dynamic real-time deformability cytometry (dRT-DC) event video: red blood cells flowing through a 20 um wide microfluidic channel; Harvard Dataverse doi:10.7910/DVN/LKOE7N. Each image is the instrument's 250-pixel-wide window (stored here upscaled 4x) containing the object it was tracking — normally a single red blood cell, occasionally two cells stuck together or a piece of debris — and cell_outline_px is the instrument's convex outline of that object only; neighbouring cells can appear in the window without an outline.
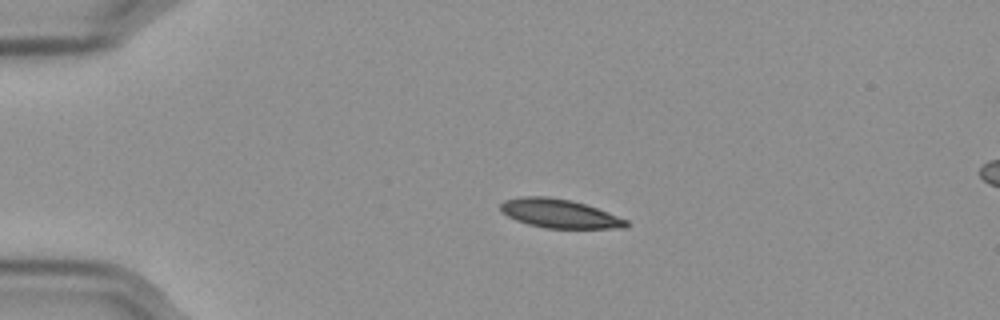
{"species": "Egyptian fruit bat (a non-hibernating species)", "species_latin": "Rousettus aegyptiacus", "temperature_condition": "cold", "stored_images_in_passage": 45, "camera_frame_rate_fps": 3000, "um_per_image_px": 0.085, "frame": {"image": 1, "passage_image": 1, "time_ms": 0.0, "image_size_px": [1000, 320], "cell_outline_px": [[628, 224], [624, 228], [544, 228], [528, 224], [516, 220], [500, 212], [500, 204], [504, 200], [520, 196], [548, 196], [572, 200], [596, 208], [628, 220]], "centroid_in_image_um": [47.5, 18.14], "position_along_channel_um": 37.5, "area_um2": 21.1}}
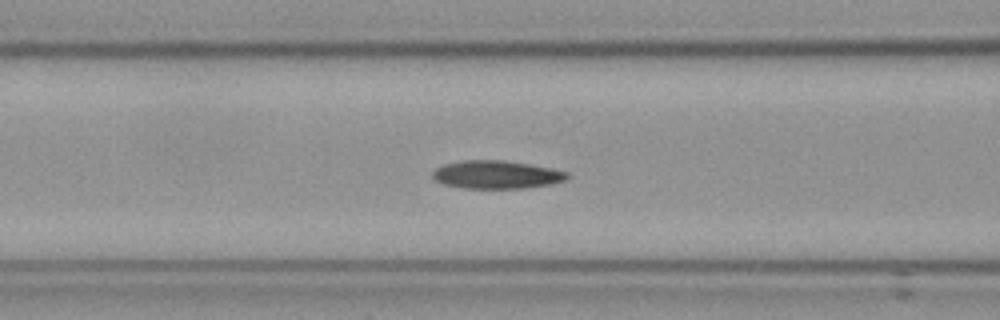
{"frame": {"image": 2, "passage_image": 12, "time_ms": 3.667, "image_size_px": [1000, 320], "cell_outline_px": [[568, 180], [552, 184], [528, 188], [464, 188], [444, 184], [432, 180], [432, 172], [436, 168], [444, 164], [464, 160], [504, 160], [552, 168], [568, 172]], "centroid_in_image_um": [42.21, 14.85], "position_along_channel_um": 124.4, "area_um2": 22.2}}
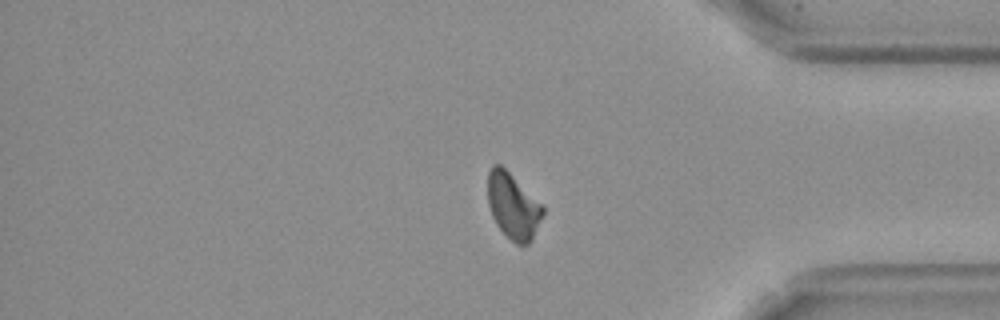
{"frame": {"image": 3, "passage_image": 36, "time_ms": 11.667, "image_size_px": [1000, 320], "cell_outline_px": [[544, 212], [532, 240], [528, 244], [516, 244], [496, 224], [492, 216], [488, 204], [488, 172], [492, 164], [500, 164], [544, 208]], "centroid_in_image_um": [43.58, 17.52], "position_along_channel_um": 391.6, "area_um2": 20.52}, "authors_computed_cell_mechanics": {"area_um2": 22.0218, "velocity_mm_per_s": 3.5552, "shape_relaxation_time_tau1_ms": 10.989, "shape_relaxation_time_tau2_ms": 5.0116, "deformation_change_tau1": 0.202, "deformation_change_tau2": 0.1106}}